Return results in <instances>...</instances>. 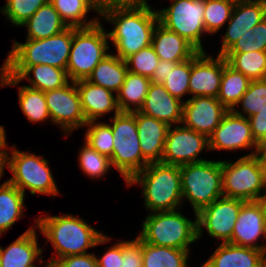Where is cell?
Returning a JSON list of instances; mask_svg holds the SVG:
<instances>
[{"instance_id":"816d5d0a","label":"cell","mask_w":266,"mask_h":267,"mask_svg":"<svg viewBox=\"0 0 266 267\" xmlns=\"http://www.w3.org/2000/svg\"><path fill=\"white\" fill-rule=\"evenodd\" d=\"M5 129L0 125V150H5L6 137Z\"/></svg>"},{"instance_id":"30bf717a","label":"cell","mask_w":266,"mask_h":267,"mask_svg":"<svg viewBox=\"0 0 266 267\" xmlns=\"http://www.w3.org/2000/svg\"><path fill=\"white\" fill-rule=\"evenodd\" d=\"M222 192L224 197L244 201L264 200L262 170L254 151L236 161H221Z\"/></svg>"},{"instance_id":"5bb4252c","label":"cell","mask_w":266,"mask_h":267,"mask_svg":"<svg viewBox=\"0 0 266 267\" xmlns=\"http://www.w3.org/2000/svg\"><path fill=\"white\" fill-rule=\"evenodd\" d=\"M244 202L241 199L222 196L202 209L197 213V239L203 236L205 228L210 237L221 239L222 243L228 242Z\"/></svg>"},{"instance_id":"6f0895ef","label":"cell","mask_w":266,"mask_h":267,"mask_svg":"<svg viewBox=\"0 0 266 267\" xmlns=\"http://www.w3.org/2000/svg\"><path fill=\"white\" fill-rule=\"evenodd\" d=\"M45 265H46L45 267H54V265L50 262H47Z\"/></svg>"},{"instance_id":"f1b7e54d","label":"cell","mask_w":266,"mask_h":267,"mask_svg":"<svg viewBox=\"0 0 266 267\" xmlns=\"http://www.w3.org/2000/svg\"><path fill=\"white\" fill-rule=\"evenodd\" d=\"M21 26L27 28V39H45L67 28L50 1L40 7Z\"/></svg>"},{"instance_id":"836d02e7","label":"cell","mask_w":266,"mask_h":267,"mask_svg":"<svg viewBox=\"0 0 266 267\" xmlns=\"http://www.w3.org/2000/svg\"><path fill=\"white\" fill-rule=\"evenodd\" d=\"M223 56L229 66L241 72L251 81L263 79L266 68L265 51L224 53Z\"/></svg>"},{"instance_id":"e575fe53","label":"cell","mask_w":266,"mask_h":267,"mask_svg":"<svg viewBox=\"0 0 266 267\" xmlns=\"http://www.w3.org/2000/svg\"><path fill=\"white\" fill-rule=\"evenodd\" d=\"M18 101L21 111L32 123L43 122L50 118L44 92L27 86H20Z\"/></svg>"},{"instance_id":"8fae6325","label":"cell","mask_w":266,"mask_h":267,"mask_svg":"<svg viewBox=\"0 0 266 267\" xmlns=\"http://www.w3.org/2000/svg\"><path fill=\"white\" fill-rule=\"evenodd\" d=\"M171 2L169 7L157 10L159 23L186 39L199 52H205L201 39L207 33L204 24L205 0Z\"/></svg>"},{"instance_id":"f35d334b","label":"cell","mask_w":266,"mask_h":267,"mask_svg":"<svg viewBox=\"0 0 266 267\" xmlns=\"http://www.w3.org/2000/svg\"><path fill=\"white\" fill-rule=\"evenodd\" d=\"M242 105V112L236 107L232 111L246 118L257 114L266 108V81L254 80L249 83L247 91L243 94L237 105Z\"/></svg>"},{"instance_id":"d6a6232c","label":"cell","mask_w":266,"mask_h":267,"mask_svg":"<svg viewBox=\"0 0 266 267\" xmlns=\"http://www.w3.org/2000/svg\"><path fill=\"white\" fill-rule=\"evenodd\" d=\"M251 80L241 72L234 70L227 63L223 68V75L217 99L228 109L232 110L247 91Z\"/></svg>"},{"instance_id":"3957f363","label":"cell","mask_w":266,"mask_h":267,"mask_svg":"<svg viewBox=\"0 0 266 267\" xmlns=\"http://www.w3.org/2000/svg\"><path fill=\"white\" fill-rule=\"evenodd\" d=\"M73 39V27L45 39L13 40L12 50L1 67L9 76L18 78L29 66L45 64L66 69Z\"/></svg>"},{"instance_id":"9f6ffc18","label":"cell","mask_w":266,"mask_h":267,"mask_svg":"<svg viewBox=\"0 0 266 267\" xmlns=\"http://www.w3.org/2000/svg\"><path fill=\"white\" fill-rule=\"evenodd\" d=\"M265 59H266V50H265ZM263 79L266 81V68H265V71H264Z\"/></svg>"},{"instance_id":"d4e9b609","label":"cell","mask_w":266,"mask_h":267,"mask_svg":"<svg viewBox=\"0 0 266 267\" xmlns=\"http://www.w3.org/2000/svg\"><path fill=\"white\" fill-rule=\"evenodd\" d=\"M151 45L159 60L163 61L180 63L190 59L198 52L186 39L165 28L159 22L153 31Z\"/></svg>"},{"instance_id":"cb8c5ba5","label":"cell","mask_w":266,"mask_h":267,"mask_svg":"<svg viewBox=\"0 0 266 267\" xmlns=\"http://www.w3.org/2000/svg\"><path fill=\"white\" fill-rule=\"evenodd\" d=\"M35 227L31 226L8 247L0 246L2 267H36L35 260L43 264V250L38 246ZM40 256V257H39ZM35 264V265H34Z\"/></svg>"},{"instance_id":"ffe728a7","label":"cell","mask_w":266,"mask_h":267,"mask_svg":"<svg viewBox=\"0 0 266 267\" xmlns=\"http://www.w3.org/2000/svg\"><path fill=\"white\" fill-rule=\"evenodd\" d=\"M183 102L173 97L163 84L151 82L139 112L160 120L168 126L181 125Z\"/></svg>"},{"instance_id":"7bdbcfd3","label":"cell","mask_w":266,"mask_h":267,"mask_svg":"<svg viewBox=\"0 0 266 267\" xmlns=\"http://www.w3.org/2000/svg\"><path fill=\"white\" fill-rule=\"evenodd\" d=\"M125 61L128 71L151 78L160 60L153 46L149 45L137 53L131 54Z\"/></svg>"},{"instance_id":"74e56055","label":"cell","mask_w":266,"mask_h":267,"mask_svg":"<svg viewBox=\"0 0 266 267\" xmlns=\"http://www.w3.org/2000/svg\"><path fill=\"white\" fill-rule=\"evenodd\" d=\"M190 73L191 58L180 63L172 62L169 65V73L163 85L173 97L180 101L185 94H189Z\"/></svg>"},{"instance_id":"484cf974","label":"cell","mask_w":266,"mask_h":267,"mask_svg":"<svg viewBox=\"0 0 266 267\" xmlns=\"http://www.w3.org/2000/svg\"><path fill=\"white\" fill-rule=\"evenodd\" d=\"M266 253L229 242L221 243L210 258L199 267H259Z\"/></svg>"},{"instance_id":"d590c367","label":"cell","mask_w":266,"mask_h":267,"mask_svg":"<svg viewBox=\"0 0 266 267\" xmlns=\"http://www.w3.org/2000/svg\"><path fill=\"white\" fill-rule=\"evenodd\" d=\"M235 1L205 0L204 24L207 34H214L230 20Z\"/></svg>"},{"instance_id":"c3c4849f","label":"cell","mask_w":266,"mask_h":267,"mask_svg":"<svg viewBox=\"0 0 266 267\" xmlns=\"http://www.w3.org/2000/svg\"><path fill=\"white\" fill-rule=\"evenodd\" d=\"M254 156L258 160L260 169L262 170V185L264 188V199L266 198V143L258 145L254 150Z\"/></svg>"},{"instance_id":"f5cc1de1","label":"cell","mask_w":266,"mask_h":267,"mask_svg":"<svg viewBox=\"0 0 266 267\" xmlns=\"http://www.w3.org/2000/svg\"><path fill=\"white\" fill-rule=\"evenodd\" d=\"M4 150H0V179L4 175Z\"/></svg>"},{"instance_id":"db71d44e","label":"cell","mask_w":266,"mask_h":267,"mask_svg":"<svg viewBox=\"0 0 266 267\" xmlns=\"http://www.w3.org/2000/svg\"><path fill=\"white\" fill-rule=\"evenodd\" d=\"M145 2H147V0H126V4H141Z\"/></svg>"},{"instance_id":"83f0119b","label":"cell","mask_w":266,"mask_h":267,"mask_svg":"<svg viewBox=\"0 0 266 267\" xmlns=\"http://www.w3.org/2000/svg\"><path fill=\"white\" fill-rule=\"evenodd\" d=\"M54 9L59 13L67 27L86 28L97 24L101 19L98 17L86 18L91 10L100 15V7L95 0H49Z\"/></svg>"},{"instance_id":"e0dca14e","label":"cell","mask_w":266,"mask_h":267,"mask_svg":"<svg viewBox=\"0 0 266 267\" xmlns=\"http://www.w3.org/2000/svg\"><path fill=\"white\" fill-rule=\"evenodd\" d=\"M227 63L223 55L213 58L205 52H197L191 57V73L189 94L217 98L220 90L224 65Z\"/></svg>"},{"instance_id":"4dcf8cb0","label":"cell","mask_w":266,"mask_h":267,"mask_svg":"<svg viewBox=\"0 0 266 267\" xmlns=\"http://www.w3.org/2000/svg\"><path fill=\"white\" fill-rule=\"evenodd\" d=\"M25 195L7 180L0 184V236L24 215Z\"/></svg>"},{"instance_id":"11a10c76","label":"cell","mask_w":266,"mask_h":267,"mask_svg":"<svg viewBox=\"0 0 266 267\" xmlns=\"http://www.w3.org/2000/svg\"><path fill=\"white\" fill-rule=\"evenodd\" d=\"M259 267H266V254L261 259Z\"/></svg>"},{"instance_id":"681fc988","label":"cell","mask_w":266,"mask_h":267,"mask_svg":"<svg viewBox=\"0 0 266 267\" xmlns=\"http://www.w3.org/2000/svg\"><path fill=\"white\" fill-rule=\"evenodd\" d=\"M171 63V61L160 60L156 66L155 71L153 72V76L150 78L151 82L163 84L167 74L169 73V65Z\"/></svg>"},{"instance_id":"f6af8a7d","label":"cell","mask_w":266,"mask_h":267,"mask_svg":"<svg viewBox=\"0 0 266 267\" xmlns=\"http://www.w3.org/2000/svg\"><path fill=\"white\" fill-rule=\"evenodd\" d=\"M54 267H98L95 253L71 255L58 259Z\"/></svg>"},{"instance_id":"4316f807","label":"cell","mask_w":266,"mask_h":267,"mask_svg":"<svg viewBox=\"0 0 266 267\" xmlns=\"http://www.w3.org/2000/svg\"><path fill=\"white\" fill-rule=\"evenodd\" d=\"M127 73L126 61L117 55L108 53L95 66L86 80L117 94L125 81Z\"/></svg>"},{"instance_id":"2e32d148","label":"cell","mask_w":266,"mask_h":267,"mask_svg":"<svg viewBox=\"0 0 266 267\" xmlns=\"http://www.w3.org/2000/svg\"><path fill=\"white\" fill-rule=\"evenodd\" d=\"M256 143L249 119L228 110L220 124L209 136V149L214 151H234L238 149L256 148Z\"/></svg>"},{"instance_id":"4fadbf2b","label":"cell","mask_w":266,"mask_h":267,"mask_svg":"<svg viewBox=\"0 0 266 267\" xmlns=\"http://www.w3.org/2000/svg\"><path fill=\"white\" fill-rule=\"evenodd\" d=\"M202 150H210L208 136L187 128L183 124L182 126L179 124L175 127L169 126L161 162L178 166L201 162L206 160L198 158Z\"/></svg>"},{"instance_id":"9c48e42d","label":"cell","mask_w":266,"mask_h":267,"mask_svg":"<svg viewBox=\"0 0 266 267\" xmlns=\"http://www.w3.org/2000/svg\"><path fill=\"white\" fill-rule=\"evenodd\" d=\"M108 39V33L101 21L91 27H73L72 45L66 68L70 81L88 78L95 66L108 54Z\"/></svg>"},{"instance_id":"ac0fdd59","label":"cell","mask_w":266,"mask_h":267,"mask_svg":"<svg viewBox=\"0 0 266 267\" xmlns=\"http://www.w3.org/2000/svg\"><path fill=\"white\" fill-rule=\"evenodd\" d=\"M227 111L215 97L194 96L183 102L181 124L209 137Z\"/></svg>"},{"instance_id":"60d3db41","label":"cell","mask_w":266,"mask_h":267,"mask_svg":"<svg viewBox=\"0 0 266 267\" xmlns=\"http://www.w3.org/2000/svg\"><path fill=\"white\" fill-rule=\"evenodd\" d=\"M49 0H6L1 7V13L15 26H20L27 21L40 7Z\"/></svg>"},{"instance_id":"f546056e","label":"cell","mask_w":266,"mask_h":267,"mask_svg":"<svg viewBox=\"0 0 266 267\" xmlns=\"http://www.w3.org/2000/svg\"><path fill=\"white\" fill-rule=\"evenodd\" d=\"M150 83V78L128 71L124 83L116 94L120 112L139 111L145 101Z\"/></svg>"},{"instance_id":"bcb514c9","label":"cell","mask_w":266,"mask_h":267,"mask_svg":"<svg viewBox=\"0 0 266 267\" xmlns=\"http://www.w3.org/2000/svg\"><path fill=\"white\" fill-rule=\"evenodd\" d=\"M248 119L256 143L258 145L266 143V108Z\"/></svg>"},{"instance_id":"44dd1931","label":"cell","mask_w":266,"mask_h":267,"mask_svg":"<svg viewBox=\"0 0 266 267\" xmlns=\"http://www.w3.org/2000/svg\"><path fill=\"white\" fill-rule=\"evenodd\" d=\"M31 73L34 75L33 77ZM24 79H27L31 84L30 86H25L43 92L62 88L70 81L66 69L56 68L45 64L29 66L18 78L9 76L2 68H0L1 88L4 86H17Z\"/></svg>"},{"instance_id":"1f68e13d","label":"cell","mask_w":266,"mask_h":267,"mask_svg":"<svg viewBox=\"0 0 266 267\" xmlns=\"http://www.w3.org/2000/svg\"><path fill=\"white\" fill-rule=\"evenodd\" d=\"M190 250L143 242V267H188Z\"/></svg>"},{"instance_id":"603a6c76","label":"cell","mask_w":266,"mask_h":267,"mask_svg":"<svg viewBox=\"0 0 266 267\" xmlns=\"http://www.w3.org/2000/svg\"><path fill=\"white\" fill-rule=\"evenodd\" d=\"M135 115L137 132L143 157L149 163L162 161L164 145L169 126L153 117L146 116L139 111Z\"/></svg>"},{"instance_id":"680465c9","label":"cell","mask_w":266,"mask_h":267,"mask_svg":"<svg viewBox=\"0 0 266 267\" xmlns=\"http://www.w3.org/2000/svg\"><path fill=\"white\" fill-rule=\"evenodd\" d=\"M255 1H259L260 3L266 4V0H255Z\"/></svg>"},{"instance_id":"ee69618b","label":"cell","mask_w":266,"mask_h":267,"mask_svg":"<svg viewBox=\"0 0 266 267\" xmlns=\"http://www.w3.org/2000/svg\"><path fill=\"white\" fill-rule=\"evenodd\" d=\"M143 241L137 236L135 240L122 241L121 267H143Z\"/></svg>"},{"instance_id":"b9f144b4","label":"cell","mask_w":266,"mask_h":267,"mask_svg":"<svg viewBox=\"0 0 266 267\" xmlns=\"http://www.w3.org/2000/svg\"><path fill=\"white\" fill-rule=\"evenodd\" d=\"M266 50V18L242 35L225 53H245Z\"/></svg>"},{"instance_id":"8d00e7d4","label":"cell","mask_w":266,"mask_h":267,"mask_svg":"<svg viewBox=\"0 0 266 267\" xmlns=\"http://www.w3.org/2000/svg\"><path fill=\"white\" fill-rule=\"evenodd\" d=\"M84 127L88 128L85 132L84 142L100 154L110 158L114 149V137L110 124H105L104 122L98 123L97 120H92L88 121Z\"/></svg>"},{"instance_id":"9a60e30c","label":"cell","mask_w":266,"mask_h":267,"mask_svg":"<svg viewBox=\"0 0 266 267\" xmlns=\"http://www.w3.org/2000/svg\"><path fill=\"white\" fill-rule=\"evenodd\" d=\"M260 237L266 239L265 199L245 201L239 211L231 244L262 250L266 253V245L256 243Z\"/></svg>"},{"instance_id":"5b68a950","label":"cell","mask_w":266,"mask_h":267,"mask_svg":"<svg viewBox=\"0 0 266 267\" xmlns=\"http://www.w3.org/2000/svg\"><path fill=\"white\" fill-rule=\"evenodd\" d=\"M11 146L10 152L5 144L4 167L12 172V177L7 180L16 186L24 195L26 189L32 195L46 194L56 197L59 191L49 168V161L44 156L31 152L19 151ZM7 150V151H6Z\"/></svg>"},{"instance_id":"ba28073f","label":"cell","mask_w":266,"mask_h":267,"mask_svg":"<svg viewBox=\"0 0 266 267\" xmlns=\"http://www.w3.org/2000/svg\"><path fill=\"white\" fill-rule=\"evenodd\" d=\"M114 149L110 157L115 167L127 183L136 173L142 171L149 162L143 157L132 112H119L110 118Z\"/></svg>"},{"instance_id":"8992f818","label":"cell","mask_w":266,"mask_h":267,"mask_svg":"<svg viewBox=\"0 0 266 267\" xmlns=\"http://www.w3.org/2000/svg\"><path fill=\"white\" fill-rule=\"evenodd\" d=\"M175 211L149 213L138 237L157 246L190 250L197 239V217L194 221Z\"/></svg>"},{"instance_id":"52a82bcc","label":"cell","mask_w":266,"mask_h":267,"mask_svg":"<svg viewBox=\"0 0 266 267\" xmlns=\"http://www.w3.org/2000/svg\"><path fill=\"white\" fill-rule=\"evenodd\" d=\"M182 198L193 207L195 217L223 196L221 161L204 160L180 166Z\"/></svg>"},{"instance_id":"7c38bea8","label":"cell","mask_w":266,"mask_h":267,"mask_svg":"<svg viewBox=\"0 0 266 267\" xmlns=\"http://www.w3.org/2000/svg\"><path fill=\"white\" fill-rule=\"evenodd\" d=\"M44 95L50 114L49 121L60 126L65 135H70L87 123L75 82L70 81L62 88L45 91Z\"/></svg>"},{"instance_id":"ab89813d","label":"cell","mask_w":266,"mask_h":267,"mask_svg":"<svg viewBox=\"0 0 266 267\" xmlns=\"http://www.w3.org/2000/svg\"><path fill=\"white\" fill-rule=\"evenodd\" d=\"M81 171L91 179H98L106 175L111 169V160L108 156L100 154L85 143L78 154Z\"/></svg>"},{"instance_id":"7dc6e473","label":"cell","mask_w":266,"mask_h":267,"mask_svg":"<svg viewBox=\"0 0 266 267\" xmlns=\"http://www.w3.org/2000/svg\"><path fill=\"white\" fill-rule=\"evenodd\" d=\"M98 267H121L122 264V241L111 246L107 251L97 257Z\"/></svg>"},{"instance_id":"7402d4cb","label":"cell","mask_w":266,"mask_h":267,"mask_svg":"<svg viewBox=\"0 0 266 267\" xmlns=\"http://www.w3.org/2000/svg\"><path fill=\"white\" fill-rule=\"evenodd\" d=\"M80 96L81 108L86 121L97 120L114 111L120 112L115 93L86 79L75 81Z\"/></svg>"},{"instance_id":"f907efd6","label":"cell","mask_w":266,"mask_h":267,"mask_svg":"<svg viewBox=\"0 0 266 267\" xmlns=\"http://www.w3.org/2000/svg\"><path fill=\"white\" fill-rule=\"evenodd\" d=\"M100 8L110 4H126V0H95Z\"/></svg>"},{"instance_id":"7a4b0ae2","label":"cell","mask_w":266,"mask_h":267,"mask_svg":"<svg viewBox=\"0 0 266 267\" xmlns=\"http://www.w3.org/2000/svg\"><path fill=\"white\" fill-rule=\"evenodd\" d=\"M35 227L38 228L46 243L51 242L57 256L48 260L54 264L58 259L87 254L88 248L110 242V237L100 233L83 220L73 214H63L35 218Z\"/></svg>"},{"instance_id":"d6986e66","label":"cell","mask_w":266,"mask_h":267,"mask_svg":"<svg viewBox=\"0 0 266 267\" xmlns=\"http://www.w3.org/2000/svg\"><path fill=\"white\" fill-rule=\"evenodd\" d=\"M264 18H266V4L255 0L237 1L218 55H223L242 35L252 32V28Z\"/></svg>"},{"instance_id":"6da1fadb","label":"cell","mask_w":266,"mask_h":267,"mask_svg":"<svg viewBox=\"0 0 266 267\" xmlns=\"http://www.w3.org/2000/svg\"><path fill=\"white\" fill-rule=\"evenodd\" d=\"M111 22L108 33L119 58L125 60L131 54L151 45L153 31L159 22L157 10L147 2L141 4H110L100 8V17Z\"/></svg>"},{"instance_id":"277c9868","label":"cell","mask_w":266,"mask_h":267,"mask_svg":"<svg viewBox=\"0 0 266 267\" xmlns=\"http://www.w3.org/2000/svg\"><path fill=\"white\" fill-rule=\"evenodd\" d=\"M126 184L128 187L133 184L142 187L144 206L150 213L179 210L184 203L178 165L149 163Z\"/></svg>"}]
</instances>
